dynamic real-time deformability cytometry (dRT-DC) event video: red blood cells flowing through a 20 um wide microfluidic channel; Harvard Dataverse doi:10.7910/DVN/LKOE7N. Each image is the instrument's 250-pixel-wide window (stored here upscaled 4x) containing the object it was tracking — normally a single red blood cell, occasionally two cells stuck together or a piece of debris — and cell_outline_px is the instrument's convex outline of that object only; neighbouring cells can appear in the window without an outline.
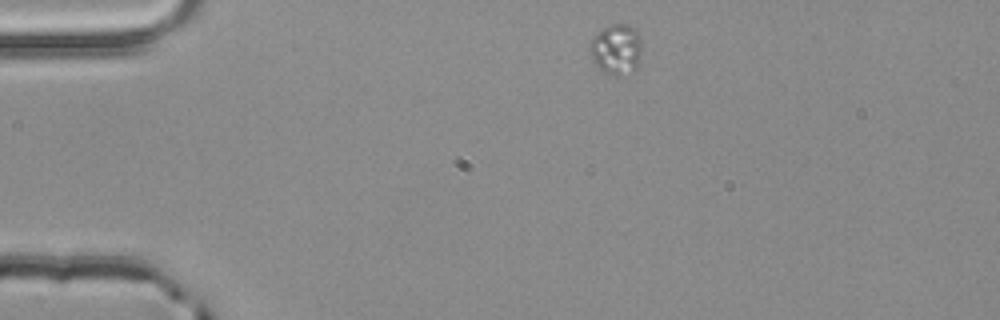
{"species": "common noctule bat (a hibernating species)", "species_latin": "Nyctalus noctula", "temperature_condition": "room temperature", "stored_images_in_passage": 1, "camera_frame_rate_fps": 3000, "um_per_image_px": 0.085, "animal": {"sex": "male", "body_mass_g": 20.4}, "frame": {"image": 1, "passage_image": 1, "time_ms": 0.0, "image_size_px": [1000, 320], "cell_outline_px": [[640, 52], [636, 68], [632, 72], [620, 76], [616, 76], [600, 68], [592, 60], [588, 48], [588, 44], [604, 28], [612, 24], [628, 24], [636, 28], [640, 36]], "centroid_in_image_um": [52.39, 4.18], "position_along_channel_um": 32.6, "area_um2": 15.09}}